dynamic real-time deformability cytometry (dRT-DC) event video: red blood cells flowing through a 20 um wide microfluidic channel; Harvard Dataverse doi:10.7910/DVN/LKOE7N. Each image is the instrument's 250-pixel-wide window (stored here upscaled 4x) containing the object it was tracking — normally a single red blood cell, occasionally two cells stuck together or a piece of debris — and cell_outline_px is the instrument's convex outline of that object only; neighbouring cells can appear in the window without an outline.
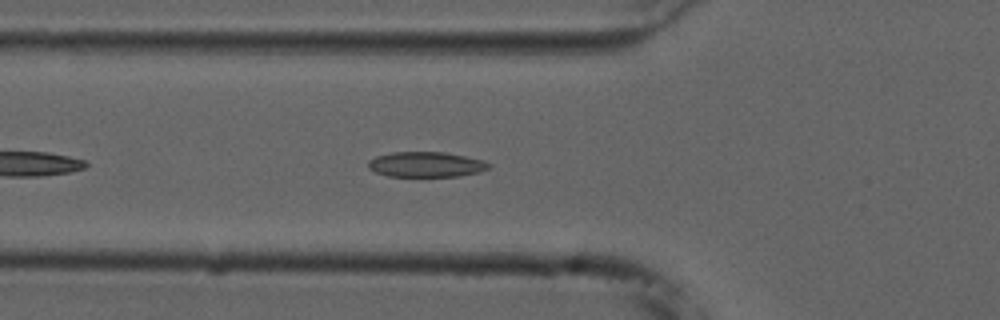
{"species": "common noctule bat (a hibernating species)", "species_latin": "Nyctalus noctula", "temperature_condition": "cold", "stored_images_in_passage": 42, "camera_frame_rate_fps": 3000, "um_per_image_px": 0.085, "animal": {"sex": "male", "forearm_length_mm": 52.5}, "frame": {"image": 1, "passage_image": 7, "time_ms": 2.0, "image_size_px": [1000, 320], "cell_outline_px": [[492, 168], [480, 172], [460, 176], [388, 176], [376, 172], [368, 168], [368, 160], [376, 156], [392, 152], [444, 152], [484, 160], [492, 164]], "centroid_in_image_um": [36.25, 13.98], "position_along_channel_um": 89.5, "area_um2": 17.86}}
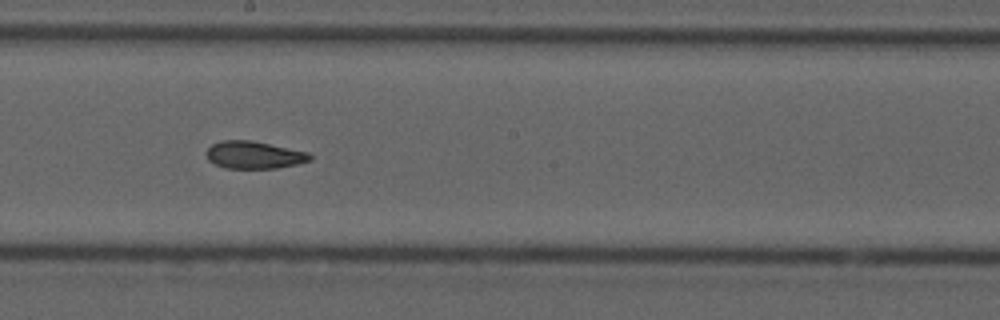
{"frame": {"image": 2, "passage_image": 18, "time_ms": 5.667, "image_size_px": [1000, 320], "cell_outline_px": [[312, 160], [296, 164], [276, 168], [224, 168], [208, 160], [204, 152], [212, 144], [220, 140], [248, 140], [308, 152], [312, 156]], "centroid_in_image_um": [21.55, 13.17], "position_along_channel_um": 226.6, "area_um2": 16.47}}
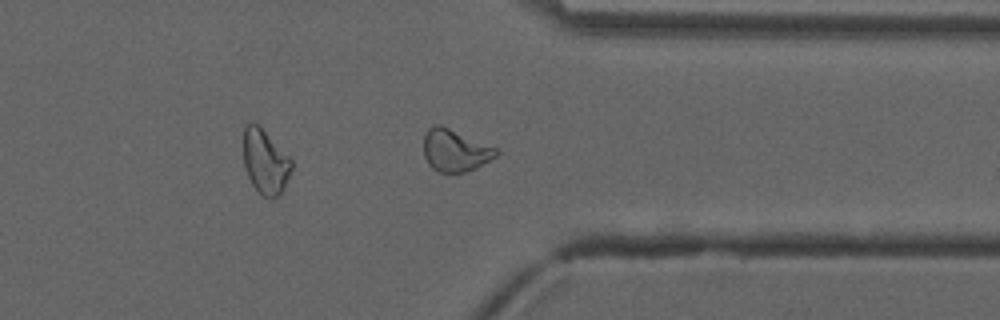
{"frame": {"image": 3, "passage_image": 30, "time_ms": 9.667, "image_size_px": [1000, 320], "cell_outline_px": [[500, 152], [496, 156], [476, 168], [464, 172], [440, 172], [432, 168], [428, 164], [424, 156], [424, 136], [428, 128], [436, 124], [440, 124], [496, 148]], "centroid_in_image_um": [38.66, 12.78], "position_along_channel_um": 372.7, "area_um2": 17.63}, "authors_computed_cell_mechanics": {"area_um2": 17.6868, "velocity_mm_per_s": 3.725, "shape_relaxation_time_tau1_ms": null, "shape_relaxation_time_tau2_ms": 3.1816, "deformation_change_tau1": null, "deformation_change_tau2": 0.0812}}